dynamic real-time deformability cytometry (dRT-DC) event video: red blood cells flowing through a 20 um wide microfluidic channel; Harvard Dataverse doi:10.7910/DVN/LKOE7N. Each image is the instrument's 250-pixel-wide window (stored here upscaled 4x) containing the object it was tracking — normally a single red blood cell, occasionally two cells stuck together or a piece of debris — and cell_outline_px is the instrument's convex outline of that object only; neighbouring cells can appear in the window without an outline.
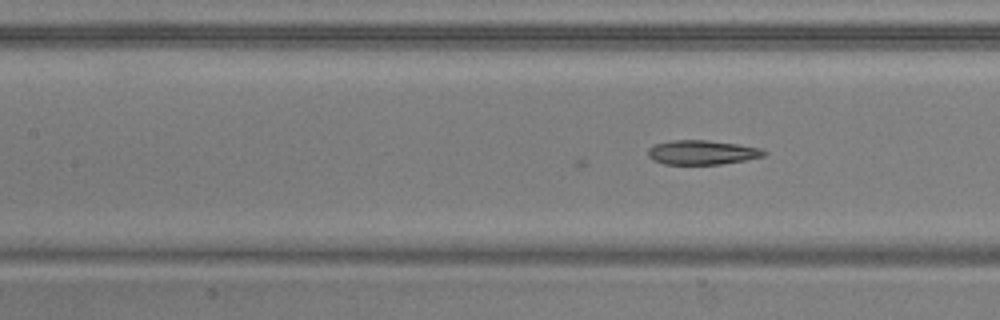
{"species": "common noctule bat (a hibernating species)", "species_latin": "Nyctalus noctula", "temperature_condition": "warm", "stored_images_in_passage": 33, "camera_frame_rate_fps": 3000, "um_per_image_px": 0.085, "animal": {"sex": "male", "body_mass_g": 20.5, "forearm_length_mm": 52.5}, "frame": {"image": 1, "passage_image": 12, "time_ms": 3.667, "image_size_px": [1000, 320], "cell_outline_px": [[768, 152], [764, 156], [744, 160], [720, 164], [664, 164], [652, 160], [648, 156], [648, 148], [652, 144], [672, 140], [708, 140], [764, 148]], "centroid_in_image_um": [59.66, 12.95], "position_along_channel_um": 147.7, "area_um2": 16.59}}
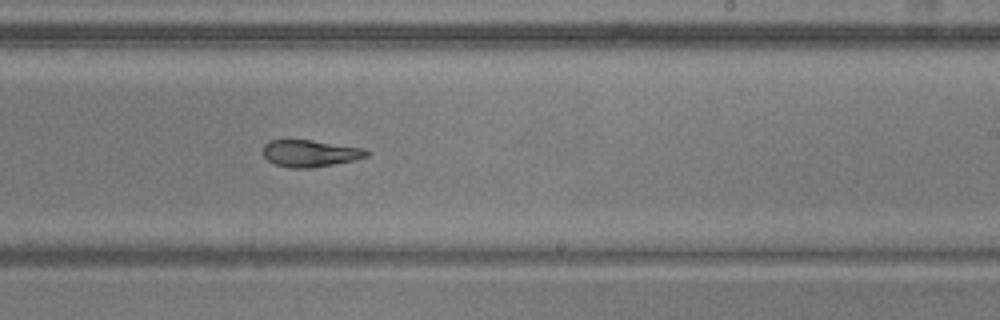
{"frame": {"image": 2, "passage_image": 21, "time_ms": 6.667, "image_size_px": [1000, 320], "cell_outline_px": [[368, 156], [356, 160], [312, 168], [288, 168], [276, 164], [268, 160], [264, 156], [264, 144], [268, 140], [312, 140], [364, 148], [368, 152]], "centroid_in_image_um": [26.37, 13.04], "position_along_channel_um": 262.6, "area_um2": 16.24}}
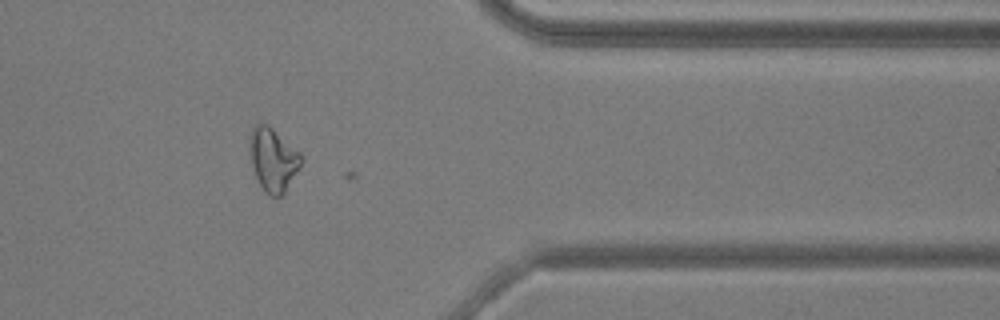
{"frame": {"image": 3, "passage_image": 32, "time_ms": 10.333, "image_size_px": [1000, 320], "cell_outline_px": [[304, 156], [300, 164], [284, 192], [280, 196], [268, 196], [264, 192], [256, 180], [248, 148], [248, 136], [252, 128], [256, 124], [268, 124], [300, 152]], "centroid_in_image_um": [23.16, 13.54], "position_along_channel_um": 388.2, "area_um2": 19.07}}